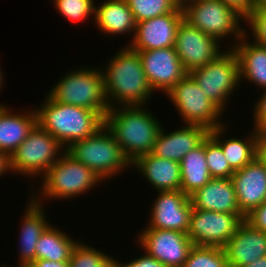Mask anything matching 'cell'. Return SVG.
<instances>
[{
  "label": "cell",
  "mask_w": 266,
  "mask_h": 267,
  "mask_svg": "<svg viewBox=\"0 0 266 267\" xmlns=\"http://www.w3.org/2000/svg\"><path fill=\"white\" fill-rule=\"evenodd\" d=\"M252 10L257 7H266V0H251Z\"/></svg>",
  "instance_id": "obj_44"
},
{
  "label": "cell",
  "mask_w": 266,
  "mask_h": 267,
  "mask_svg": "<svg viewBox=\"0 0 266 267\" xmlns=\"http://www.w3.org/2000/svg\"><path fill=\"white\" fill-rule=\"evenodd\" d=\"M30 267H70L69 261L57 262L44 259H36L31 264Z\"/></svg>",
  "instance_id": "obj_40"
},
{
  "label": "cell",
  "mask_w": 266,
  "mask_h": 267,
  "mask_svg": "<svg viewBox=\"0 0 266 267\" xmlns=\"http://www.w3.org/2000/svg\"><path fill=\"white\" fill-rule=\"evenodd\" d=\"M77 243L78 240H73L64 231L49 225L36 243V259L69 261L71 252Z\"/></svg>",
  "instance_id": "obj_28"
},
{
  "label": "cell",
  "mask_w": 266,
  "mask_h": 267,
  "mask_svg": "<svg viewBox=\"0 0 266 267\" xmlns=\"http://www.w3.org/2000/svg\"><path fill=\"white\" fill-rule=\"evenodd\" d=\"M4 73H2V70L0 68V91H1V88H3V83H5L3 80H4Z\"/></svg>",
  "instance_id": "obj_45"
},
{
  "label": "cell",
  "mask_w": 266,
  "mask_h": 267,
  "mask_svg": "<svg viewBox=\"0 0 266 267\" xmlns=\"http://www.w3.org/2000/svg\"><path fill=\"white\" fill-rule=\"evenodd\" d=\"M223 248L226 253L227 265L246 266L254 260L266 256V233L255 229L244 220Z\"/></svg>",
  "instance_id": "obj_19"
},
{
  "label": "cell",
  "mask_w": 266,
  "mask_h": 267,
  "mask_svg": "<svg viewBox=\"0 0 266 267\" xmlns=\"http://www.w3.org/2000/svg\"><path fill=\"white\" fill-rule=\"evenodd\" d=\"M141 232L138 235L140 247L166 267H182L194 246L183 232L147 227Z\"/></svg>",
  "instance_id": "obj_13"
},
{
  "label": "cell",
  "mask_w": 266,
  "mask_h": 267,
  "mask_svg": "<svg viewBox=\"0 0 266 267\" xmlns=\"http://www.w3.org/2000/svg\"><path fill=\"white\" fill-rule=\"evenodd\" d=\"M131 167L137 168L157 192L181 188V168L177 161L159 158L149 153L138 157Z\"/></svg>",
  "instance_id": "obj_21"
},
{
  "label": "cell",
  "mask_w": 266,
  "mask_h": 267,
  "mask_svg": "<svg viewBox=\"0 0 266 267\" xmlns=\"http://www.w3.org/2000/svg\"><path fill=\"white\" fill-rule=\"evenodd\" d=\"M240 211L246 216L266 201V169L255 158L230 178Z\"/></svg>",
  "instance_id": "obj_17"
},
{
  "label": "cell",
  "mask_w": 266,
  "mask_h": 267,
  "mask_svg": "<svg viewBox=\"0 0 266 267\" xmlns=\"http://www.w3.org/2000/svg\"><path fill=\"white\" fill-rule=\"evenodd\" d=\"M182 20L183 12H171L140 21L136 24L135 35L128 46L134 51L173 47Z\"/></svg>",
  "instance_id": "obj_16"
},
{
  "label": "cell",
  "mask_w": 266,
  "mask_h": 267,
  "mask_svg": "<svg viewBox=\"0 0 266 267\" xmlns=\"http://www.w3.org/2000/svg\"><path fill=\"white\" fill-rule=\"evenodd\" d=\"M55 102L96 111L103 119L110 107L106 101L102 70L83 67L65 76L47 93Z\"/></svg>",
  "instance_id": "obj_5"
},
{
  "label": "cell",
  "mask_w": 266,
  "mask_h": 267,
  "mask_svg": "<svg viewBox=\"0 0 266 267\" xmlns=\"http://www.w3.org/2000/svg\"><path fill=\"white\" fill-rule=\"evenodd\" d=\"M70 267H115V258L78 241L71 252Z\"/></svg>",
  "instance_id": "obj_29"
},
{
  "label": "cell",
  "mask_w": 266,
  "mask_h": 267,
  "mask_svg": "<svg viewBox=\"0 0 266 267\" xmlns=\"http://www.w3.org/2000/svg\"><path fill=\"white\" fill-rule=\"evenodd\" d=\"M180 168V190L188 196L212 179L206 162L205 140L200 146L185 155L180 162Z\"/></svg>",
  "instance_id": "obj_27"
},
{
  "label": "cell",
  "mask_w": 266,
  "mask_h": 267,
  "mask_svg": "<svg viewBox=\"0 0 266 267\" xmlns=\"http://www.w3.org/2000/svg\"><path fill=\"white\" fill-rule=\"evenodd\" d=\"M64 152L58 140L37 124L9 157L10 172L43 176Z\"/></svg>",
  "instance_id": "obj_8"
},
{
  "label": "cell",
  "mask_w": 266,
  "mask_h": 267,
  "mask_svg": "<svg viewBox=\"0 0 266 267\" xmlns=\"http://www.w3.org/2000/svg\"><path fill=\"white\" fill-rule=\"evenodd\" d=\"M171 1L178 9L183 10L186 6L195 3L196 1L199 0H171Z\"/></svg>",
  "instance_id": "obj_42"
},
{
  "label": "cell",
  "mask_w": 266,
  "mask_h": 267,
  "mask_svg": "<svg viewBox=\"0 0 266 267\" xmlns=\"http://www.w3.org/2000/svg\"><path fill=\"white\" fill-rule=\"evenodd\" d=\"M37 124L49 132L66 149L72 143L93 135L104 119L93 110L61 104L46 95L43 105L35 109Z\"/></svg>",
  "instance_id": "obj_3"
},
{
  "label": "cell",
  "mask_w": 266,
  "mask_h": 267,
  "mask_svg": "<svg viewBox=\"0 0 266 267\" xmlns=\"http://www.w3.org/2000/svg\"><path fill=\"white\" fill-rule=\"evenodd\" d=\"M245 217L243 213H221L193 208L187 235L195 246L224 247Z\"/></svg>",
  "instance_id": "obj_11"
},
{
  "label": "cell",
  "mask_w": 266,
  "mask_h": 267,
  "mask_svg": "<svg viewBox=\"0 0 266 267\" xmlns=\"http://www.w3.org/2000/svg\"><path fill=\"white\" fill-rule=\"evenodd\" d=\"M248 35L245 32L238 43L229 48H232L237 56L240 80L246 79L249 83L266 89V47L254 41L248 42Z\"/></svg>",
  "instance_id": "obj_23"
},
{
  "label": "cell",
  "mask_w": 266,
  "mask_h": 267,
  "mask_svg": "<svg viewBox=\"0 0 266 267\" xmlns=\"http://www.w3.org/2000/svg\"><path fill=\"white\" fill-rule=\"evenodd\" d=\"M55 8L65 19L82 22L94 18L95 4L93 0H53Z\"/></svg>",
  "instance_id": "obj_33"
},
{
  "label": "cell",
  "mask_w": 266,
  "mask_h": 267,
  "mask_svg": "<svg viewBox=\"0 0 266 267\" xmlns=\"http://www.w3.org/2000/svg\"><path fill=\"white\" fill-rule=\"evenodd\" d=\"M115 267H166L159 260L154 257L149 256L145 253L143 256L136 257L132 259L130 262L123 264L118 260H115Z\"/></svg>",
  "instance_id": "obj_37"
},
{
  "label": "cell",
  "mask_w": 266,
  "mask_h": 267,
  "mask_svg": "<svg viewBox=\"0 0 266 267\" xmlns=\"http://www.w3.org/2000/svg\"><path fill=\"white\" fill-rule=\"evenodd\" d=\"M244 21L250 25L249 29L252 30L254 42L266 47V7L254 8Z\"/></svg>",
  "instance_id": "obj_34"
},
{
  "label": "cell",
  "mask_w": 266,
  "mask_h": 267,
  "mask_svg": "<svg viewBox=\"0 0 266 267\" xmlns=\"http://www.w3.org/2000/svg\"><path fill=\"white\" fill-rule=\"evenodd\" d=\"M264 92L262 93L259 100H256L257 102L255 103L254 106V130L256 132L258 131H266V89H263Z\"/></svg>",
  "instance_id": "obj_35"
},
{
  "label": "cell",
  "mask_w": 266,
  "mask_h": 267,
  "mask_svg": "<svg viewBox=\"0 0 266 267\" xmlns=\"http://www.w3.org/2000/svg\"><path fill=\"white\" fill-rule=\"evenodd\" d=\"M205 96L223 112L226 102L242 81L239 75V63L235 52L224 50L214 61L189 73Z\"/></svg>",
  "instance_id": "obj_10"
},
{
  "label": "cell",
  "mask_w": 266,
  "mask_h": 267,
  "mask_svg": "<svg viewBox=\"0 0 266 267\" xmlns=\"http://www.w3.org/2000/svg\"><path fill=\"white\" fill-rule=\"evenodd\" d=\"M43 205L30 198L22 218L20 232V253L18 265H30L36 260V243L50 225L46 220Z\"/></svg>",
  "instance_id": "obj_24"
},
{
  "label": "cell",
  "mask_w": 266,
  "mask_h": 267,
  "mask_svg": "<svg viewBox=\"0 0 266 267\" xmlns=\"http://www.w3.org/2000/svg\"><path fill=\"white\" fill-rule=\"evenodd\" d=\"M221 1L231 7H234L244 17H246L252 11L251 0H221Z\"/></svg>",
  "instance_id": "obj_39"
},
{
  "label": "cell",
  "mask_w": 266,
  "mask_h": 267,
  "mask_svg": "<svg viewBox=\"0 0 266 267\" xmlns=\"http://www.w3.org/2000/svg\"><path fill=\"white\" fill-rule=\"evenodd\" d=\"M192 207L221 213H242L230 178H212L189 196Z\"/></svg>",
  "instance_id": "obj_20"
},
{
  "label": "cell",
  "mask_w": 266,
  "mask_h": 267,
  "mask_svg": "<svg viewBox=\"0 0 266 267\" xmlns=\"http://www.w3.org/2000/svg\"><path fill=\"white\" fill-rule=\"evenodd\" d=\"M102 70L106 101L115 106H142L151 98V89L138 51L123 47ZM115 103V104H114ZM119 104V105H118Z\"/></svg>",
  "instance_id": "obj_1"
},
{
  "label": "cell",
  "mask_w": 266,
  "mask_h": 267,
  "mask_svg": "<svg viewBox=\"0 0 266 267\" xmlns=\"http://www.w3.org/2000/svg\"><path fill=\"white\" fill-rule=\"evenodd\" d=\"M256 152V158L264 165V168L266 169V131L257 132Z\"/></svg>",
  "instance_id": "obj_38"
},
{
  "label": "cell",
  "mask_w": 266,
  "mask_h": 267,
  "mask_svg": "<svg viewBox=\"0 0 266 267\" xmlns=\"http://www.w3.org/2000/svg\"><path fill=\"white\" fill-rule=\"evenodd\" d=\"M243 267H266V256L260 257Z\"/></svg>",
  "instance_id": "obj_43"
},
{
  "label": "cell",
  "mask_w": 266,
  "mask_h": 267,
  "mask_svg": "<svg viewBox=\"0 0 266 267\" xmlns=\"http://www.w3.org/2000/svg\"><path fill=\"white\" fill-rule=\"evenodd\" d=\"M135 22L148 20L171 12H183L171 0H125Z\"/></svg>",
  "instance_id": "obj_30"
},
{
  "label": "cell",
  "mask_w": 266,
  "mask_h": 267,
  "mask_svg": "<svg viewBox=\"0 0 266 267\" xmlns=\"http://www.w3.org/2000/svg\"><path fill=\"white\" fill-rule=\"evenodd\" d=\"M144 107L146 106L110 108L104 118V124L113 133L124 156L131 164L138 157L153 151L162 129L156 116Z\"/></svg>",
  "instance_id": "obj_2"
},
{
  "label": "cell",
  "mask_w": 266,
  "mask_h": 267,
  "mask_svg": "<svg viewBox=\"0 0 266 267\" xmlns=\"http://www.w3.org/2000/svg\"><path fill=\"white\" fill-rule=\"evenodd\" d=\"M226 127L222 125L209 132V136L221 147L226 161L234 170H240L256 158L257 154V132L253 129L249 137L228 138L221 140L225 134ZM251 135V136H250Z\"/></svg>",
  "instance_id": "obj_26"
},
{
  "label": "cell",
  "mask_w": 266,
  "mask_h": 267,
  "mask_svg": "<svg viewBox=\"0 0 266 267\" xmlns=\"http://www.w3.org/2000/svg\"><path fill=\"white\" fill-rule=\"evenodd\" d=\"M205 156L212 178H231L235 173L226 161L221 147L209 135L205 139Z\"/></svg>",
  "instance_id": "obj_32"
},
{
  "label": "cell",
  "mask_w": 266,
  "mask_h": 267,
  "mask_svg": "<svg viewBox=\"0 0 266 267\" xmlns=\"http://www.w3.org/2000/svg\"><path fill=\"white\" fill-rule=\"evenodd\" d=\"M41 192L32 199L39 203L42 199H69L76 198L102 181L96 174L84 164L75 161L66 152L61 154L59 159L43 175ZM41 196V197H40Z\"/></svg>",
  "instance_id": "obj_6"
},
{
  "label": "cell",
  "mask_w": 266,
  "mask_h": 267,
  "mask_svg": "<svg viewBox=\"0 0 266 267\" xmlns=\"http://www.w3.org/2000/svg\"><path fill=\"white\" fill-rule=\"evenodd\" d=\"M245 221L255 229L266 233V201L246 215Z\"/></svg>",
  "instance_id": "obj_36"
},
{
  "label": "cell",
  "mask_w": 266,
  "mask_h": 267,
  "mask_svg": "<svg viewBox=\"0 0 266 267\" xmlns=\"http://www.w3.org/2000/svg\"><path fill=\"white\" fill-rule=\"evenodd\" d=\"M221 42L182 20L179 24L174 48L187 73L214 61L223 52Z\"/></svg>",
  "instance_id": "obj_12"
},
{
  "label": "cell",
  "mask_w": 266,
  "mask_h": 267,
  "mask_svg": "<svg viewBox=\"0 0 266 267\" xmlns=\"http://www.w3.org/2000/svg\"><path fill=\"white\" fill-rule=\"evenodd\" d=\"M168 96L184 125H200L211 131L225 124L220 119L224 112L205 96L189 73L167 92Z\"/></svg>",
  "instance_id": "obj_9"
},
{
  "label": "cell",
  "mask_w": 266,
  "mask_h": 267,
  "mask_svg": "<svg viewBox=\"0 0 266 267\" xmlns=\"http://www.w3.org/2000/svg\"><path fill=\"white\" fill-rule=\"evenodd\" d=\"M12 112L6 105L0 108V151L8 157L37 125L35 108L20 114Z\"/></svg>",
  "instance_id": "obj_22"
},
{
  "label": "cell",
  "mask_w": 266,
  "mask_h": 267,
  "mask_svg": "<svg viewBox=\"0 0 266 267\" xmlns=\"http://www.w3.org/2000/svg\"><path fill=\"white\" fill-rule=\"evenodd\" d=\"M226 253L223 247L193 246L182 267H225Z\"/></svg>",
  "instance_id": "obj_31"
},
{
  "label": "cell",
  "mask_w": 266,
  "mask_h": 267,
  "mask_svg": "<svg viewBox=\"0 0 266 267\" xmlns=\"http://www.w3.org/2000/svg\"><path fill=\"white\" fill-rule=\"evenodd\" d=\"M146 79L154 91L169 92L188 73L173 47L138 51Z\"/></svg>",
  "instance_id": "obj_14"
},
{
  "label": "cell",
  "mask_w": 266,
  "mask_h": 267,
  "mask_svg": "<svg viewBox=\"0 0 266 267\" xmlns=\"http://www.w3.org/2000/svg\"><path fill=\"white\" fill-rule=\"evenodd\" d=\"M65 152L91 169L102 181L114 178L122 170L131 167L130 161L105 124L93 135L72 143Z\"/></svg>",
  "instance_id": "obj_4"
},
{
  "label": "cell",
  "mask_w": 266,
  "mask_h": 267,
  "mask_svg": "<svg viewBox=\"0 0 266 267\" xmlns=\"http://www.w3.org/2000/svg\"><path fill=\"white\" fill-rule=\"evenodd\" d=\"M0 267H7V266H0ZM11 267V266H9ZM17 267H30V265H18Z\"/></svg>",
  "instance_id": "obj_46"
},
{
  "label": "cell",
  "mask_w": 266,
  "mask_h": 267,
  "mask_svg": "<svg viewBox=\"0 0 266 267\" xmlns=\"http://www.w3.org/2000/svg\"><path fill=\"white\" fill-rule=\"evenodd\" d=\"M10 172L9 169V157L0 151V176L4 175L5 172Z\"/></svg>",
  "instance_id": "obj_41"
},
{
  "label": "cell",
  "mask_w": 266,
  "mask_h": 267,
  "mask_svg": "<svg viewBox=\"0 0 266 267\" xmlns=\"http://www.w3.org/2000/svg\"><path fill=\"white\" fill-rule=\"evenodd\" d=\"M106 1V2H105ZM97 8L95 6L94 21L97 29L111 36L133 32L136 22L132 11L125 0H105Z\"/></svg>",
  "instance_id": "obj_25"
},
{
  "label": "cell",
  "mask_w": 266,
  "mask_h": 267,
  "mask_svg": "<svg viewBox=\"0 0 266 267\" xmlns=\"http://www.w3.org/2000/svg\"><path fill=\"white\" fill-rule=\"evenodd\" d=\"M209 132L206 127L200 125L185 124L171 133H166L162 127L151 153L156 157L180 163L188 152L203 143Z\"/></svg>",
  "instance_id": "obj_18"
},
{
  "label": "cell",
  "mask_w": 266,
  "mask_h": 267,
  "mask_svg": "<svg viewBox=\"0 0 266 267\" xmlns=\"http://www.w3.org/2000/svg\"><path fill=\"white\" fill-rule=\"evenodd\" d=\"M156 196L147 228L187 234L193 209L189 196L181 190L158 191Z\"/></svg>",
  "instance_id": "obj_15"
},
{
  "label": "cell",
  "mask_w": 266,
  "mask_h": 267,
  "mask_svg": "<svg viewBox=\"0 0 266 267\" xmlns=\"http://www.w3.org/2000/svg\"><path fill=\"white\" fill-rule=\"evenodd\" d=\"M182 11L184 21L218 41L233 35L235 45L245 34L239 24L245 17L221 0H199Z\"/></svg>",
  "instance_id": "obj_7"
}]
</instances>
